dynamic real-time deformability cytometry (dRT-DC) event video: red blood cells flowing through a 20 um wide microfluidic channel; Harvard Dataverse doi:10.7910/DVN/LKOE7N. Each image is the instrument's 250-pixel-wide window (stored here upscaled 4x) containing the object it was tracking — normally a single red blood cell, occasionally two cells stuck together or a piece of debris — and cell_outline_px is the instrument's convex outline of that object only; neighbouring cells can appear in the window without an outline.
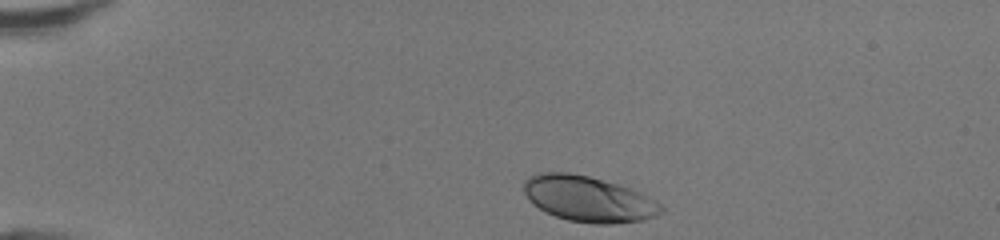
{"species": "human", "species_latin": "Homo sapiens", "temperature_condition": "room temperature", "stored_images_in_passage": 32, "camera_frame_rate_fps": 3000, "um_per_image_px": 0.085, "donor": {"sex": "female"}, "frame": {"image": 1, "passage_image": 1, "time_ms": 0.0, "image_size_px": [1000, 240], "cell_outline_px": [[664, 212], [656, 216], [644, 220], [612, 224], [592, 224], [568, 220], [544, 212], [532, 204], [528, 200], [524, 192], [524, 180], [528, 176], [540, 172], [568, 172], [588, 176], [616, 184], [640, 192], [660, 204], [664, 208]], "centroid_in_image_um": [49.99, 16.92], "position_along_channel_um": 35.0, "area_um2": 36.7}}
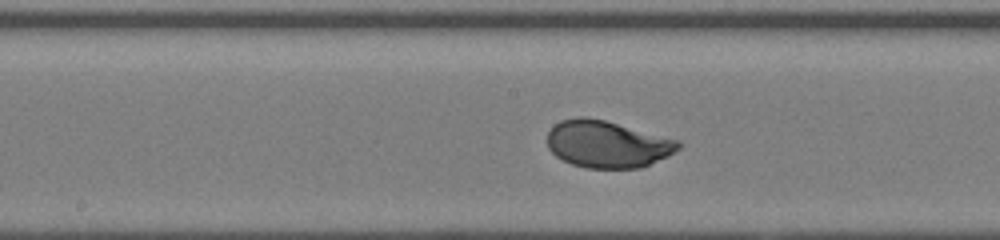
{"frame": {"image": 2, "passage_image": 17, "time_ms": 5.333, "image_size_px": [1000, 240], "cell_outline_px": [[684, 144], [680, 148], [668, 156], [640, 168], [588, 168], [572, 164], [556, 156], [548, 148], [548, 132], [560, 120], [580, 116], [584, 116], [604, 120], [680, 140]], "centroid_in_image_um": [51.65, 12.25], "position_along_channel_um": 196.6, "area_um2": 35.89}}
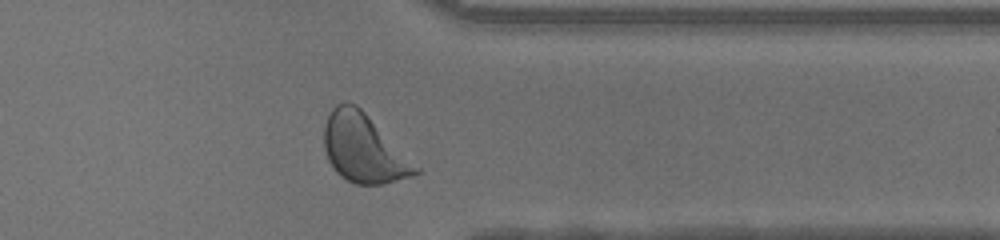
{"frame": {"image": 3, "passage_image": 30, "time_ms": 9.667, "image_size_px": [1000, 240], "cell_outline_px": [[420, 172], [412, 176], [384, 184], [356, 184], [340, 176], [336, 172], [328, 160], [324, 148], [324, 124], [332, 108], [336, 104], [356, 104], [420, 168]], "centroid_in_image_um": [30.89, 12.64], "position_along_channel_um": 380.5, "area_um2": 35.89}, "authors_computed_cell_mechanics": {"area_um2": 35.8938, "velocity_mm_per_s": 4.2833, "shape_relaxation_time_tau1_ms": 1.9584, "shape_relaxation_time_tau2_ms": null, "deformation_change_tau1": 0.1578, "deformation_change_tau2": null}}